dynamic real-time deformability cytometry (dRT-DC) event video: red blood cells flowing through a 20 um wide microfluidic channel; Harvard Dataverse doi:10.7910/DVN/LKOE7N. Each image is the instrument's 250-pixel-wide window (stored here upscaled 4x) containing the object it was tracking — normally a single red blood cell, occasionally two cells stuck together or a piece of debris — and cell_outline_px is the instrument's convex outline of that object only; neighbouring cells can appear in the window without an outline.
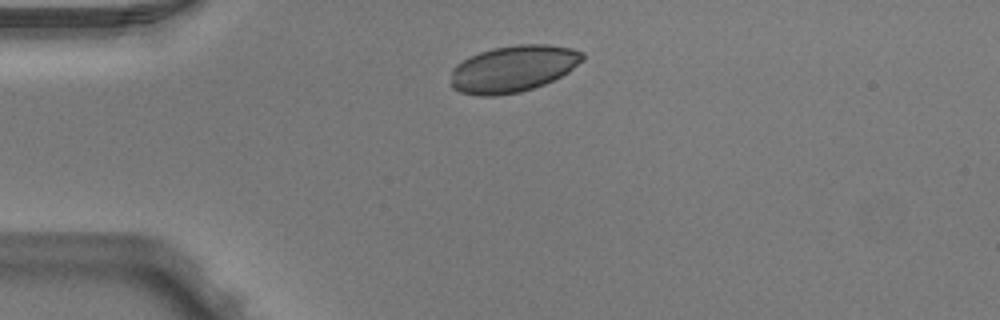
{"species": "Egyptian fruit bat (a non-hibernating species)", "species_latin": "Rousettus aegyptiacus", "temperature_condition": "warm", "stored_images_in_passage": 2, "camera_frame_rate_fps": 3000, "um_per_image_px": 0.085, "animal": {"sex": "male"}, "frame": {"image": 1, "passage_image": 1, "time_ms": 0.0, "image_size_px": [1000, 320], "cell_outline_px": [[584, 60], [568, 72], [544, 84], [520, 92], [496, 96], [480, 96], [460, 92], [452, 88], [452, 68], [456, 64], [468, 56], [492, 48], [516, 44], [548, 44], [572, 48], [584, 52]], "centroid_in_image_um": [43.61, 5.83], "position_along_channel_um": 41.4, "area_um2": 36.01}}